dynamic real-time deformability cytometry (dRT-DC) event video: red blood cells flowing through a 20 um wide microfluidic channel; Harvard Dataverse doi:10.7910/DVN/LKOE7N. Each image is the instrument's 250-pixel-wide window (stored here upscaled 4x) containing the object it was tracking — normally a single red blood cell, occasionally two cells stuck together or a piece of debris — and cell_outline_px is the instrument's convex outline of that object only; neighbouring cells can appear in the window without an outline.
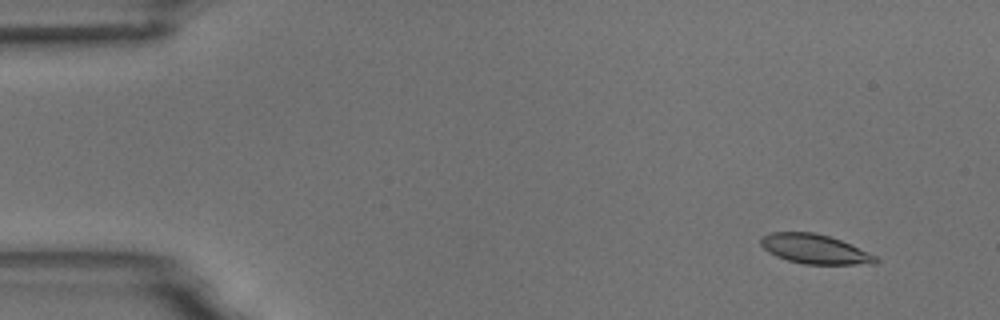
{"species": "common noctule bat (a hibernating species)", "species_latin": "Nyctalus noctula", "temperature_condition": "room temperature", "stored_images_in_passage": 5, "camera_frame_rate_fps": 3000, "um_per_image_px": 0.085, "animal": {"sex": "male", "body_mass_g": 18.8}, "frame": {"image": 1, "passage_image": 2, "time_ms": 1.0, "image_size_px": [1000, 320], "cell_outline_px": [[880, 260], [876, 264], [804, 264], [788, 260], [776, 256], [768, 252], [760, 244], [760, 240], [764, 236], [772, 232], [812, 232], [828, 236], [840, 240], [876, 256]], "centroid_in_image_um": [69.25, 21.18], "position_along_channel_um": 15.8, "area_um2": 19.48}}
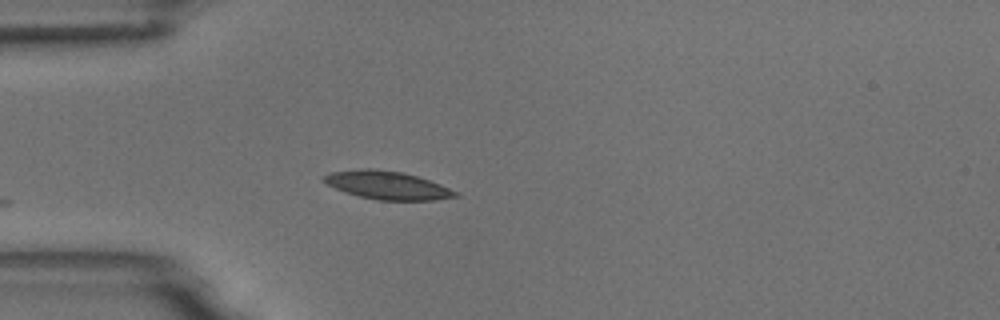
{"frame": {"image": 2, "passage_image": 5, "time_ms": 4.667, "image_size_px": [1000, 320], "cell_outline_px": [[460, 196], [436, 200], [376, 200], [344, 192], [320, 180], [320, 176], [332, 172], [364, 168], [372, 168], [400, 172], [416, 176], [440, 184], [460, 192]], "centroid_in_image_um": [32.92, 15.75], "position_along_channel_um": 52.1, "area_um2": 21.62}}